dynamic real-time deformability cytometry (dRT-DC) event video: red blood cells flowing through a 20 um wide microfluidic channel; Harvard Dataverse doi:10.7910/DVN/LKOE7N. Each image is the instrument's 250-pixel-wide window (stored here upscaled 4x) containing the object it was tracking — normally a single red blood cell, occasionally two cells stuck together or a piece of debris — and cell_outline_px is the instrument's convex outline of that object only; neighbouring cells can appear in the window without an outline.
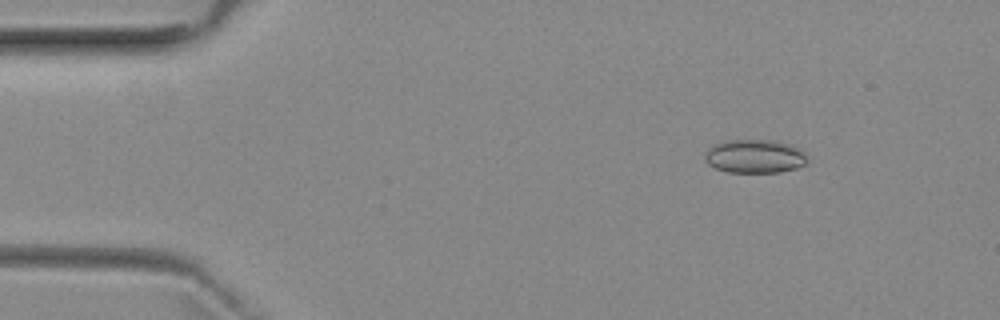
{"species": "common noctule bat (a hibernating species)", "species_latin": "Nyctalus noctula", "temperature_condition": "room temperature", "stored_images_in_passage": 6, "camera_frame_rate_fps": 3000, "um_per_image_px": 0.085, "animal": {"sex": "female", "body_mass_g": 29.2, "forearm_length_mm": 56.3}, "frame": {"image": 1, "passage_image": 2, "time_ms": 2.0, "image_size_px": [1000, 320], "cell_outline_px": [[808, 160], [804, 164], [796, 168], [780, 172], [728, 172], [716, 168], [708, 164], [704, 160], [704, 156], [708, 148], [724, 140], [772, 140], [788, 144], [804, 152]], "centroid_in_image_um": [64.12, 13.29], "position_along_channel_um": 20.9, "area_um2": 19.94}}
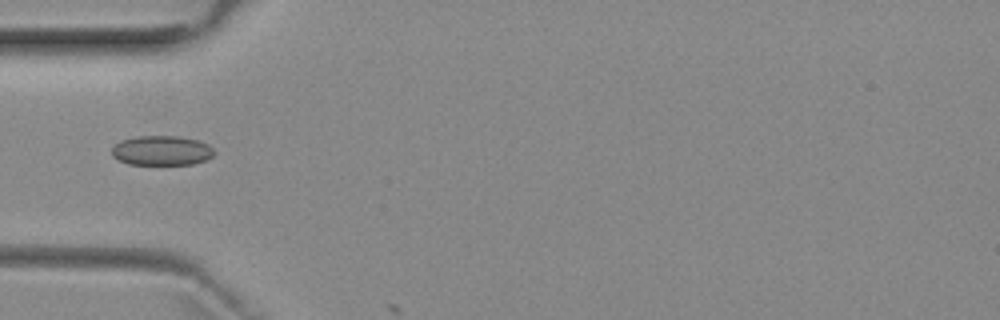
{"frame": {"image": 2, "passage_image": 5, "time_ms": 5.333, "image_size_px": [1000, 320], "cell_outline_px": [[216, 152], [208, 160], [192, 164], [128, 164], [112, 156], [112, 148], [120, 140], [136, 136], [180, 136], [196, 140], [208, 144]], "centroid_in_image_um": [13.76, 12.79], "position_along_channel_um": 71.2, "area_um2": 17.74}}